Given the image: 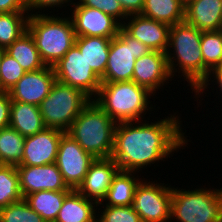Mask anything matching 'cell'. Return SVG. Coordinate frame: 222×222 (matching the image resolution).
<instances>
[{"mask_svg": "<svg viewBox=\"0 0 222 222\" xmlns=\"http://www.w3.org/2000/svg\"><path fill=\"white\" fill-rule=\"evenodd\" d=\"M172 116L151 124L139 121L116 124L111 158L120 170L136 173L188 145L179 117Z\"/></svg>", "mask_w": 222, "mask_h": 222, "instance_id": "6da1fadb", "label": "cell"}, {"mask_svg": "<svg viewBox=\"0 0 222 222\" xmlns=\"http://www.w3.org/2000/svg\"><path fill=\"white\" fill-rule=\"evenodd\" d=\"M201 36L194 26L185 21L170 27L169 44L166 51L168 68L171 76H175V71H182V75L194 91L207 77L209 69L203 63L201 52ZM171 48L174 49L170 53ZM173 55V56H172ZM177 62V64H176ZM174 73V74H173Z\"/></svg>", "mask_w": 222, "mask_h": 222, "instance_id": "7a4b0ae2", "label": "cell"}, {"mask_svg": "<svg viewBox=\"0 0 222 222\" xmlns=\"http://www.w3.org/2000/svg\"><path fill=\"white\" fill-rule=\"evenodd\" d=\"M116 122L93 100L66 131L96 159L111 158Z\"/></svg>", "mask_w": 222, "mask_h": 222, "instance_id": "3957f363", "label": "cell"}, {"mask_svg": "<svg viewBox=\"0 0 222 222\" xmlns=\"http://www.w3.org/2000/svg\"><path fill=\"white\" fill-rule=\"evenodd\" d=\"M29 16L27 31L33 37L41 60L53 67L75 44L76 34L70 17L38 14Z\"/></svg>", "mask_w": 222, "mask_h": 222, "instance_id": "277c9868", "label": "cell"}, {"mask_svg": "<svg viewBox=\"0 0 222 222\" xmlns=\"http://www.w3.org/2000/svg\"><path fill=\"white\" fill-rule=\"evenodd\" d=\"M153 93L134 81L101 82L95 101L116 123L141 121ZM140 117V118H139Z\"/></svg>", "mask_w": 222, "mask_h": 222, "instance_id": "5b68a950", "label": "cell"}, {"mask_svg": "<svg viewBox=\"0 0 222 222\" xmlns=\"http://www.w3.org/2000/svg\"><path fill=\"white\" fill-rule=\"evenodd\" d=\"M172 187L171 219L222 222V188L185 190Z\"/></svg>", "mask_w": 222, "mask_h": 222, "instance_id": "8992f818", "label": "cell"}, {"mask_svg": "<svg viewBox=\"0 0 222 222\" xmlns=\"http://www.w3.org/2000/svg\"><path fill=\"white\" fill-rule=\"evenodd\" d=\"M91 100L80 89L56 80L39 105L45 127L66 132Z\"/></svg>", "mask_w": 222, "mask_h": 222, "instance_id": "52a82bcc", "label": "cell"}, {"mask_svg": "<svg viewBox=\"0 0 222 222\" xmlns=\"http://www.w3.org/2000/svg\"><path fill=\"white\" fill-rule=\"evenodd\" d=\"M151 52L122 27L110 42L109 56L101 82L133 81L135 60Z\"/></svg>", "mask_w": 222, "mask_h": 222, "instance_id": "ba28073f", "label": "cell"}, {"mask_svg": "<svg viewBox=\"0 0 222 222\" xmlns=\"http://www.w3.org/2000/svg\"><path fill=\"white\" fill-rule=\"evenodd\" d=\"M53 68L57 81L80 89L91 99L97 96L101 78L91 69L75 44Z\"/></svg>", "mask_w": 222, "mask_h": 222, "instance_id": "9c48e42d", "label": "cell"}, {"mask_svg": "<svg viewBox=\"0 0 222 222\" xmlns=\"http://www.w3.org/2000/svg\"><path fill=\"white\" fill-rule=\"evenodd\" d=\"M166 186L143 180L138 184L132 205L142 222L171 220L172 187Z\"/></svg>", "mask_w": 222, "mask_h": 222, "instance_id": "30bf717a", "label": "cell"}, {"mask_svg": "<svg viewBox=\"0 0 222 222\" xmlns=\"http://www.w3.org/2000/svg\"><path fill=\"white\" fill-rule=\"evenodd\" d=\"M69 134L61 136L56 165L71 189L76 190L86 176L90 165L95 161Z\"/></svg>", "mask_w": 222, "mask_h": 222, "instance_id": "8fae6325", "label": "cell"}, {"mask_svg": "<svg viewBox=\"0 0 222 222\" xmlns=\"http://www.w3.org/2000/svg\"><path fill=\"white\" fill-rule=\"evenodd\" d=\"M72 22L76 37L92 36L112 39L118 35L122 25L104 12L82 5H72Z\"/></svg>", "mask_w": 222, "mask_h": 222, "instance_id": "7c38bea8", "label": "cell"}, {"mask_svg": "<svg viewBox=\"0 0 222 222\" xmlns=\"http://www.w3.org/2000/svg\"><path fill=\"white\" fill-rule=\"evenodd\" d=\"M19 175V188L23 198L42 191H72L65 183L56 163L43 166H16Z\"/></svg>", "mask_w": 222, "mask_h": 222, "instance_id": "4fadbf2b", "label": "cell"}, {"mask_svg": "<svg viewBox=\"0 0 222 222\" xmlns=\"http://www.w3.org/2000/svg\"><path fill=\"white\" fill-rule=\"evenodd\" d=\"M64 131L45 127L35 135L25 137L20 165L43 166L56 163L59 142Z\"/></svg>", "mask_w": 222, "mask_h": 222, "instance_id": "5bb4252c", "label": "cell"}, {"mask_svg": "<svg viewBox=\"0 0 222 222\" xmlns=\"http://www.w3.org/2000/svg\"><path fill=\"white\" fill-rule=\"evenodd\" d=\"M55 81L54 68L50 66L26 72L9 91L11 100L39 106L49 95Z\"/></svg>", "mask_w": 222, "mask_h": 222, "instance_id": "9a60e30c", "label": "cell"}, {"mask_svg": "<svg viewBox=\"0 0 222 222\" xmlns=\"http://www.w3.org/2000/svg\"><path fill=\"white\" fill-rule=\"evenodd\" d=\"M126 20L130 21L127 23L123 21L122 28L131 37L145 44L151 51L166 53L169 44L170 25L141 14L129 15Z\"/></svg>", "mask_w": 222, "mask_h": 222, "instance_id": "2e32d148", "label": "cell"}, {"mask_svg": "<svg viewBox=\"0 0 222 222\" xmlns=\"http://www.w3.org/2000/svg\"><path fill=\"white\" fill-rule=\"evenodd\" d=\"M172 79L166 53L162 51H151L148 54L135 60L133 81L140 86L147 88L153 95L157 89L169 83Z\"/></svg>", "mask_w": 222, "mask_h": 222, "instance_id": "e0dca14e", "label": "cell"}, {"mask_svg": "<svg viewBox=\"0 0 222 222\" xmlns=\"http://www.w3.org/2000/svg\"><path fill=\"white\" fill-rule=\"evenodd\" d=\"M119 170L118 165L112 158L95 159L76 190L84 197L104 206L102 200L107 195L113 177Z\"/></svg>", "mask_w": 222, "mask_h": 222, "instance_id": "ac0fdd59", "label": "cell"}, {"mask_svg": "<svg viewBox=\"0 0 222 222\" xmlns=\"http://www.w3.org/2000/svg\"><path fill=\"white\" fill-rule=\"evenodd\" d=\"M184 21L202 32L222 30V0H191Z\"/></svg>", "mask_w": 222, "mask_h": 222, "instance_id": "d6986e66", "label": "cell"}, {"mask_svg": "<svg viewBox=\"0 0 222 222\" xmlns=\"http://www.w3.org/2000/svg\"><path fill=\"white\" fill-rule=\"evenodd\" d=\"M97 206L99 205L96 201L73 189L64 198L55 222H97Z\"/></svg>", "mask_w": 222, "mask_h": 222, "instance_id": "ffe728a7", "label": "cell"}, {"mask_svg": "<svg viewBox=\"0 0 222 222\" xmlns=\"http://www.w3.org/2000/svg\"><path fill=\"white\" fill-rule=\"evenodd\" d=\"M9 126L24 137L35 135L45 128L39 106L18 101L11 103Z\"/></svg>", "mask_w": 222, "mask_h": 222, "instance_id": "44dd1931", "label": "cell"}, {"mask_svg": "<svg viewBox=\"0 0 222 222\" xmlns=\"http://www.w3.org/2000/svg\"><path fill=\"white\" fill-rule=\"evenodd\" d=\"M111 40L109 38L92 36L76 37L75 40V45L82 56H84L88 65L100 78L105 73Z\"/></svg>", "mask_w": 222, "mask_h": 222, "instance_id": "7402d4cb", "label": "cell"}, {"mask_svg": "<svg viewBox=\"0 0 222 222\" xmlns=\"http://www.w3.org/2000/svg\"><path fill=\"white\" fill-rule=\"evenodd\" d=\"M141 181L135 178L134 172L119 170L102 202L106 201V206L132 205L136 188Z\"/></svg>", "mask_w": 222, "mask_h": 222, "instance_id": "603a6c76", "label": "cell"}, {"mask_svg": "<svg viewBox=\"0 0 222 222\" xmlns=\"http://www.w3.org/2000/svg\"><path fill=\"white\" fill-rule=\"evenodd\" d=\"M71 191L42 190L24 197L28 205L46 222H55L64 198Z\"/></svg>", "mask_w": 222, "mask_h": 222, "instance_id": "cb8c5ba5", "label": "cell"}, {"mask_svg": "<svg viewBox=\"0 0 222 222\" xmlns=\"http://www.w3.org/2000/svg\"><path fill=\"white\" fill-rule=\"evenodd\" d=\"M181 0H144L141 15L170 26L184 21Z\"/></svg>", "mask_w": 222, "mask_h": 222, "instance_id": "d4e9b609", "label": "cell"}, {"mask_svg": "<svg viewBox=\"0 0 222 222\" xmlns=\"http://www.w3.org/2000/svg\"><path fill=\"white\" fill-rule=\"evenodd\" d=\"M5 50L21 65L25 72L37 71L46 66L41 60L35 41L28 31Z\"/></svg>", "mask_w": 222, "mask_h": 222, "instance_id": "484cf974", "label": "cell"}, {"mask_svg": "<svg viewBox=\"0 0 222 222\" xmlns=\"http://www.w3.org/2000/svg\"><path fill=\"white\" fill-rule=\"evenodd\" d=\"M25 137L12 127L0 129V164L19 166Z\"/></svg>", "mask_w": 222, "mask_h": 222, "instance_id": "4316f807", "label": "cell"}, {"mask_svg": "<svg viewBox=\"0 0 222 222\" xmlns=\"http://www.w3.org/2000/svg\"><path fill=\"white\" fill-rule=\"evenodd\" d=\"M27 13L28 12L0 13V47L6 49L27 32L28 19L30 16V14Z\"/></svg>", "mask_w": 222, "mask_h": 222, "instance_id": "83f0119b", "label": "cell"}, {"mask_svg": "<svg viewBox=\"0 0 222 222\" xmlns=\"http://www.w3.org/2000/svg\"><path fill=\"white\" fill-rule=\"evenodd\" d=\"M22 199L16 166L0 164V208Z\"/></svg>", "mask_w": 222, "mask_h": 222, "instance_id": "f1b7e54d", "label": "cell"}, {"mask_svg": "<svg viewBox=\"0 0 222 222\" xmlns=\"http://www.w3.org/2000/svg\"><path fill=\"white\" fill-rule=\"evenodd\" d=\"M200 48L209 70L222 66V30L202 32Z\"/></svg>", "mask_w": 222, "mask_h": 222, "instance_id": "f546056e", "label": "cell"}, {"mask_svg": "<svg viewBox=\"0 0 222 222\" xmlns=\"http://www.w3.org/2000/svg\"><path fill=\"white\" fill-rule=\"evenodd\" d=\"M0 222H46L24 200L0 208Z\"/></svg>", "mask_w": 222, "mask_h": 222, "instance_id": "4dcf8cb0", "label": "cell"}, {"mask_svg": "<svg viewBox=\"0 0 222 222\" xmlns=\"http://www.w3.org/2000/svg\"><path fill=\"white\" fill-rule=\"evenodd\" d=\"M26 72L6 51L0 68V91H10Z\"/></svg>", "mask_w": 222, "mask_h": 222, "instance_id": "1f68e13d", "label": "cell"}, {"mask_svg": "<svg viewBox=\"0 0 222 222\" xmlns=\"http://www.w3.org/2000/svg\"><path fill=\"white\" fill-rule=\"evenodd\" d=\"M104 207L101 214H97V222H142L133 205Z\"/></svg>", "mask_w": 222, "mask_h": 222, "instance_id": "d6a6232c", "label": "cell"}, {"mask_svg": "<svg viewBox=\"0 0 222 222\" xmlns=\"http://www.w3.org/2000/svg\"><path fill=\"white\" fill-rule=\"evenodd\" d=\"M76 3L73 5H82L98 9L115 18L121 25L123 24L121 20L128 18V15L123 11L118 0H79Z\"/></svg>", "mask_w": 222, "mask_h": 222, "instance_id": "836d02e7", "label": "cell"}, {"mask_svg": "<svg viewBox=\"0 0 222 222\" xmlns=\"http://www.w3.org/2000/svg\"><path fill=\"white\" fill-rule=\"evenodd\" d=\"M11 96L8 91H0V129L9 127Z\"/></svg>", "mask_w": 222, "mask_h": 222, "instance_id": "e575fe53", "label": "cell"}, {"mask_svg": "<svg viewBox=\"0 0 222 222\" xmlns=\"http://www.w3.org/2000/svg\"><path fill=\"white\" fill-rule=\"evenodd\" d=\"M68 2L71 3L70 5H73L75 3L72 0H26V7L28 14L30 13V11H32L30 15H33V10L35 12V10L37 11L39 9L42 11V9H45L46 7H61L62 4H66Z\"/></svg>", "mask_w": 222, "mask_h": 222, "instance_id": "d590c367", "label": "cell"}, {"mask_svg": "<svg viewBox=\"0 0 222 222\" xmlns=\"http://www.w3.org/2000/svg\"><path fill=\"white\" fill-rule=\"evenodd\" d=\"M212 72V73H211ZM214 77L213 80L211 79V77ZM210 78V79H209ZM212 81V82H215L214 80H216L215 84L217 86H219L218 88H220L219 90H221L222 92V66H218V67H215L213 68L212 70L209 71V74H208V77L194 90V93H196L195 96L197 95H201V92L202 94L204 93V89H206L209 84V81Z\"/></svg>", "mask_w": 222, "mask_h": 222, "instance_id": "8d00e7d4", "label": "cell"}, {"mask_svg": "<svg viewBox=\"0 0 222 222\" xmlns=\"http://www.w3.org/2000/svg\"><path fill=\"white\" fill-rule=\"evenodd\" d=\"M28 12L26 0H0V13Z\"/></svg>", "mask_w": 222, "mask_h": 222, "instance_id": "74e56055", "label": "cell"}, {"mask_svg": "<svg viewBox=\"0 0 222 222\" xmlns=\"http://www.w3.org/2000/svg\"><path fill=\"white\" fill-rule=\"evenodd\" d=\"M123 11L129 16L141 14L144 5V0H118Z\"/></svg>", "mask_w": 222, "mask_h": 222, "instance_id": "f35d334b", "label": "cell"}, {"mask_svg": "<svg viewBox=\"0 0 222 222\" xmlns=\"http://www.w3.org/2000/svg\"><path fill=\"white\" fill-rule=\"evenodd\" d=\"M5 51H6L5 48L0 47V68H1L2 57H3Z\"/></svg>", "mask_w": 222, "mask_h": 222, "instance_id": "ab89813d", "label": "cell"}, {"mask_svg": "<svg viewBox=\"0 0 222 222\" xmlns=\"http://www.w3.org/2000/svg\"><path fill=\"white\" fill-rule=\"evenodd\" d=\"M191 0H181V2L186 5L188 2H190Z\"/></svg>", "mask_w": 222, "mask_h": 222, "instance_id": "60d3db41", "label": "cell"}]
</instances>
